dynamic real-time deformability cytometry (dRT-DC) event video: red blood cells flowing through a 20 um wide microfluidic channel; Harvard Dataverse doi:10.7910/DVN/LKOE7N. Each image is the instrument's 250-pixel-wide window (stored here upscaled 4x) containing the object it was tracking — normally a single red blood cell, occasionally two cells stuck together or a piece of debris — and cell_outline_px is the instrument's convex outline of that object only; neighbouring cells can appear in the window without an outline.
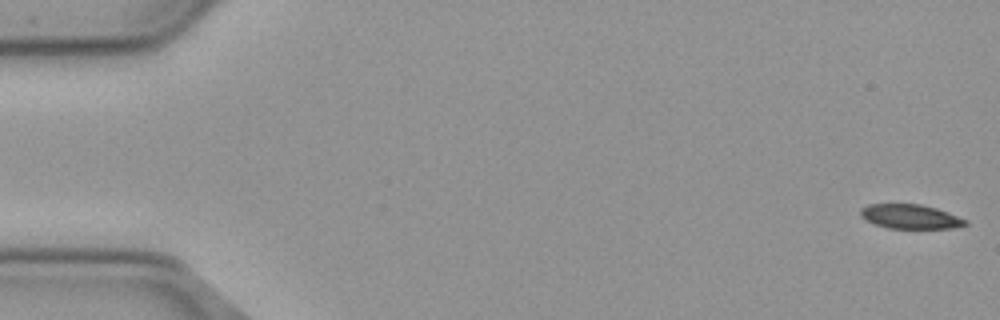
{"species": "common noctule bat (a hibernating species)", "species_latin": "Nyctalus noctula", "temperature_condition": "cold", "stored_images_in_passage": 8, "camera_frame_rate_fps": 3000, "um_per_image_px": 0.085, "animal": {"sex": "male", "body_mass_g": 23.1, "forearm_length_mm": 52.7}, "frame": {"image": 1, "passage_image": 1, "time_ms": 0.0, "image_size_px": [1000, 320], "cell_outline_px": [[968, 224], [952, 228], [888, 228], [864, 220], [860, 216], [860, 208], [868, 204], [920, 204], [936, 208], [948, 212], [968, 220]], "centroid_in_image_um": [77.36, 18.4], "position_along_channel_um": 7.6, "area_um2": 14.91}}